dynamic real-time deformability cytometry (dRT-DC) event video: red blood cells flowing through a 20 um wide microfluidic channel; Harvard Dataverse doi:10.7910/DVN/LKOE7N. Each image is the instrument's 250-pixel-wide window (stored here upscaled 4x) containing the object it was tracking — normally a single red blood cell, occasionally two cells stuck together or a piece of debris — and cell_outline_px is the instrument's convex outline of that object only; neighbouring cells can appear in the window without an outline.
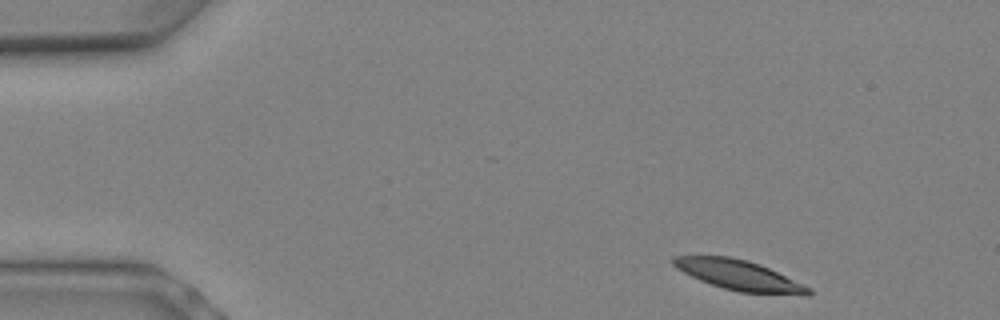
{"species": "Egyptian fruit bat (a non-hibernating species)", "species_latin": "Rousettus aegyptiacus", "temperature_condition": "warm", "stored_images_in_passage": 5, "camera_frame_rate_fps": 3000, "um_per_image_px": 0.085, "animal": {"sex": "female"}, "frame": {"image": 1, "passage_image": 1, "time_ms": 0.0, "image_size_px": [1000, 320], "cell_outline_px": [[812, 292], [808, 296], [740, 292], [724, 288], [700, 280], [676, 268], [672, 264], [672, 256], [728, 256], [748, 260], [760, 264], [804, 284], [812, 288]], "centroid_in_image_um": [62.87, 23.4], "position_along_channel_um": 22.1, "area_um2": 23.7}}
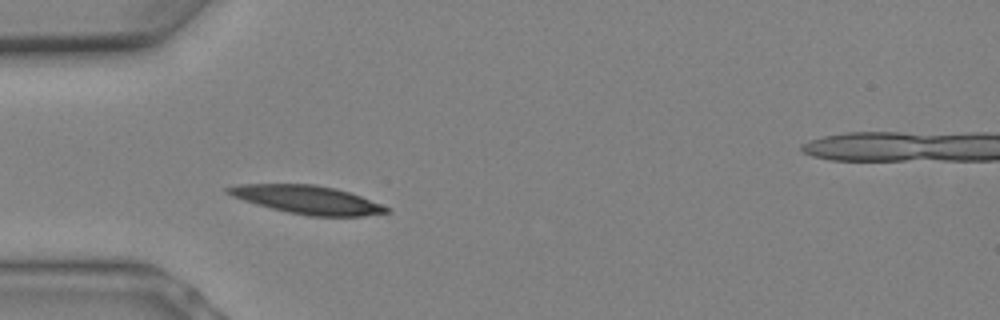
{"frame": {"image": 2, "passage_image": 5, "time_ms": 1.333, "image_size_px": [1000, 320], "cell_outline_px": [[392, 212], [364, 216], [308, 216], [288, 212], [256, 204], [232, 196], [224, 192], [224, 188], [240, 184], [316, 184], [336, 188], [360, 196], [392, 208]], "centroid_in_image_um": [26.15, 16.97], "position_along_channel_um": 58.9, "area_um2": 26.18}}